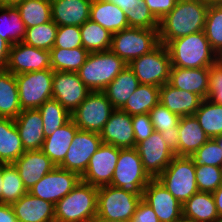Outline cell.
Listing matches in <instances>:
<instances>
[{"mask_svg":"<svg viewBox=\"0 0 222 222\" xmlns=\"http://www.w3.org/2000/svg\"><path fill=\"white\" fill-rule=\"evenodd\" d=\"M150 205L159 222H176L183 216L180 203L157 179L144 188L143 198Z\"/></svg>","mask_w":222,"mask_h":222,"instance_id":"ac0fdd59","label":"cell"},{"mask_svg":"<svg viewBox=\"0 0 222 222\" xmlns=\"http://www.w3.org/2000/svg\"><path fill=\"white\" fill-rule=\"evenodd\" d=\"M207 99L222 105V58L210 66Z\"/></svg>","mask_w":222,"mask_h":222,"instance_id":"c3c4849f","label":"cell"},{"mask_svg":"<svg viewBox=\"0 0 222 222\" xmlns=\"http://www.w3.org/2000/svg\"><path fill=\"white\" fill-rule=\"evenodd\" d=\"M50 52L51 69L63 72H77L89 54L83 47L74 49L52 48Z\"/></svg>","mask_w":222,"mask_h":222,"instance_id":"8d00e7d4","label":"cell"},{"mask_svg":"<svg viewBox=\"0 0 222 222\" xmlns=\"http://www.w3.org/2000/svg\"><path fill=\"white\" fill-rule=\"evenodd\" d=\"M11 206L18 222H55V205L29 192Z\"/></svg>","mask_w":222,"mask_h":222,"instance_id":"44dd1931","label":"cell"},{"mask_svg":"<svg viewBox=\"0 0 222 222\" xmlns=\"http://www.w3.org/2000/svg\"><path fill=\"white\" fill-rule=\"evenodd\" d=\"M216 141H217V143H218V145L221 147V149H222V136H219V137H216V138H214Z\"/></svg>","mask_w":222,"mask_h":222,"instance_id":"e7e4bbea","label":"cell"},{"mask_svg":"<svg viewBox=\"0 0 222 222\" xmlns=\"http://www.w3.org/2000/svg\"><path fill=\"white\" fill-rule=\"evenodd\" d=\"M83 48L88 52L108 51L111 48L112 33L98 23L87 20L80 26Z\"/></svg>","mask_w":222,"mask_h":222,"instance_id":"d590c367","label":"cell"},{"mask_svg":"<svg viewBox=\"0 0 222 222\" xmlns=\"http://www.w3.org/2000/svg\"><path fill=\"white\" fill-rule=\"evenodd\" d=\"M98 187L79 181L55 204V222H89L97 215Z\"/></svg>","mask_w":222,"mask_h":222,"instance_id":"3957f363","label":"cell"},{"mask_svg":"<svg viewBox=\"0 0 222 222\" xmlns=\"http://www.w3.org/2000/svg\"><path fill=\"white\" fill-rule=\"evenodd\" d=\"M38 110L42 117L45 137L52 135L56 129L64 126L71 120V113L54 99L46 101Z\"/></svg>","mask_w":222,"mask_h":222,"instance_id":"f35d334b","label":"cell"},{"mask_svg":"<svg viewBox=\"0 0 222 222\" xmlns=\"http://www.w3.org/2000/svg\"><path fill=\"white\" fill-rule=\"evenodd\" d=\"M24 0H0V5L5 6H16L18 3L23 2Z\"/></svg>","mask_w":222,"mask_h":222,"instance_id":"91938a15","label":"cell"},{"mask_svg":"<svg viewBox=\"0 0 222 222\" xmlns=\"http://www.w3.org/2000/svg\"><path fill=\"white\" fill-rule=\"evenodd\" d=\"M91 91L80 80L77 72L54 71L52 99L72 113Z\"/></svg>","mask_w":222,"mask_h":222,"instance_id":"e0dca14e","label":"cell"},{"mask_svg":"<svg viewBox=\"0 0 222 222\" xmlns=\"http://www.w3.org/2000/svg\"><path fill=\"white\" fill-rule=\"evenodd\" d=\"M152 180L144 170L136 148H119V158L112 176L111 186L143 196L144 188Z\"/></svg>","mask_w":222,"mask_h":222,"instance_id":"5b68a950","label":"cell"},{"mask_svg":"<svg viewBox=\"0 0 222 222\" xmlns=\"http://www.w3.org/2000/svg\"><path fill=\"white\" fill-rule=\"evenodd\" d=\"M80 180L81 177L77 173L56 166L31 187L28 192L55 205L72 191Z\"/></svg>","mask_w":222,"mask_h":222,"instance_id":"7c38bea8","label":"cell"},{"mask_svg":"<svg viewBox=\"0 0 222 222\" xmlns=\"http://www.w3.org/2000/svg\"><path fill=\"white\" fill-rule=\"evenodd\" d=\"M129 27L158 29L159 20L151 13L144 0L137 3L125 13Z\"/></svg>","mask_w":222,"mask_h":222,"instance_id":"7bdbcfd3","label":"cell"},{"mask_svg":"<svg viewBox=\"0 0 222 222\" xmlns=\"http://www.w3.org/2000/svg\"><path fill=\"white\" fill-rule=\"evenodd\" d=\"M210 68L171 67L168 83L175 88L192 92L207 99Z\"/></svg>","mask_w":222,"mask_h":222,"instance_id":"603a6c76","label":"cell"},{"mask_svg":"<svg viewBox=\"0 0 222 222\" xmlns=\"http://www.w3.org/2000/svg\"><path fill=\"white\" fill-rule=\"evenodd\" d=\"M140 85L134 72L127 66L103 90L115 109H120Z\"/></svg>","mask_w":222,"mask_h":222,"instance_id":"4dcf8cb0","label":"cell"},{"mask_svg":"<svg viewBox=\"0 0 222 222\" xmlns=\"http://www.w3.org/2000/svg\"><path fill=\"white\" fill-rule=\"evenodd\" d=\"M160 87L140 84L120 110L131 116L149 114L150 110L159 103Z\"/></svg>","mask_w":222,"mask_h":222,"instance_id":"d6a6232c","label":"cell"},{"mask_svg":"<svg viewBox=\"0 0 222 222\" xmlns=\"http://www.w3.org/2000/svg\"><path fill=\"white\" fill-rule=\"evenodd\" d=\"M120 7L124 13H127L139 0H106Z\"/></svg>","mask_w":222,"mask_h":222,"instance_id":"6f0895ef","label":"cell"},{"mask_svg":"<svg viewBox=\"0 0 222 222\" xmlns=\"http://www.w3.org/2000/svg\"><path fill=\"white\" fill-rule=\"evenodd\" d=\"M204 32L212 49L222 58V6L210 3L206 13Z\"/></svg>","mask_w":222,"mask_h":222,"instance_id":"b9f144b4","label":"cell"},{"mask_svg":"<svg viewBox=\"0 0 222 222\" xmlns=\"http://www.w3.org/2000/svg\"><path fill=\"white\" fill-rule=\"evenodd\" d=\"M153 128L156 132L172 130L178 126L180 116L171 112L168 108L163 106L160 102L149 112Z\"/></svg>","mask_w":222,"mask_h":222,"instance_id":"bcb514c9","label":"cell"},{"mask_svg":"<svg viewBox=\"0 0 222 222\" xmlns=\"http://www.w3.org/2000/svg\"><path fill=\"white\" fill-rule=\"evenodd\" d=\"M25 151L41 150L45 135L38 109H25L14 119Z\"/></svg>","mask_w":222,"mask_h":222,"instance_id":"7402d4cb","label":"cell"},{"mask_svg":"<svg viewBox=\"0 0 222 222\" xmlns=\"http://www.w3.org/2000/svg\"><path fill=\"white\" fill-rule=\"evenodd\" d=\"M53 75L52 69L15 75L22 110L38 109L52 99Z\"/></svg>","mask_w":222,"mask_h":222,"instance_id":"ba28073f","label":"cell"},{"mask_svg":"<svg viewBox=\"0 0 222 222\" xmlns=\"http://www.w3.org/2000/svg\"><path fill=\"white\" fill-rule=\"evenodd\" d=\"M159 42L158 29L129 27L112 34L110 50L127 65L155 49Z\"/></svg>","mask_w":222,"mask_h":222,"instance_id":"8992f818","label":"cell"},{"mask_svg":"<svg viewBox=\"0 0 222 222\" xmlns=\"http://www.w3.org/2000/svg\"><path fill=\"white\" fill-rule=\"evenodd\" d=\"M2 203L12 204L28 191L13 164L2 163Z\"/></svg>","mask_w":222,"mask_h":222,"instance_id":"ab89813d","label":"cell"},{"mask_svg":"<svg viewBox=\"0 0 222 222\" xmlns=\"http://www.w3.org/2000/svg\"><path fill=\"white\" fill-rule=\"evenodd\" d=\"M176 222H197V221L191 220L182 216Z\"/></svg>","mask_w":222,"mask_h":222,"instance_id":"6125c7cd","label":"cell"},{"mask_svg":"<svg viewBox=\"0 0 222 222\" xmlns=\"http://www.w3.org/2000/svg\"><path fill=\"white\" fill-rule=\"evenodd\" d=\"M178 125L179 156L190 157L210 139L194 115L180 117Z\"/></svg>","mask_w":222,"mask_h":222,"instance_id":"83f0119b","label":"cell"},{"mask_svg":"<svg viewBox=\"0 0 222 222\" xmlns=\"http://www.w3.org/2000/svg\"><path fill=\"white\" fill-rule=\"evenodd\" d=\"M11 45L0 37V70H6Z\"/></svg>","mask_w":222,"mask_h":222,"instance_id":"11a10c76","label":"cell"},{"mask_svg":"<svg viewBox=\"0 0 222 222\" xmlns=\"http://www.w3.org/2000/svg\"><path fill=\"white\" fill-rule=\"evenodd\" d=\"M212 195L219 218L222 219V184L214 192H212Z\"/></svg>","mask_w":222,"mask_h":222,"instance_id":"9f6ffc18","label":"cell"},{"mask_svg":"<svg viewBox=\"0 0 222 222\" xmlns=\"http://www.w3.org/2000/svg\"><path fill=\"white\" fill-rule=\"evenodd\" d=\"M2 185H3V180H2V163H0V203H2Z\"/></svg>","mask_w":222,"mask_h":222,"instance_id":"94428289","label":"cell"},{"mask_svg":"<svg viewBox=\"0 0 222 222\" xmlns=\"http://www.w3.org/2000/svg\"><path fill=\"white\" fill-rule=\"evenodd\" d=\"M165 46L170 55L171 67L210 68L220 58L204 31L171 40Z\"/></svg>","mask_w":222,"mask_h":222,"instance_id":"7a4b0ae2","label":"cell"},{"mask_svg":"<svg viewBox=\"0 0 222 222\" xmlns=\"http://www.w3.org/2000/svg\"><path fill=\"white\" fill-rule=\"evenodd\" d=\"M13 165L16 167L27 191L56 167L41 150L25 151Z\"/></svg>","mask_w":222,"mask_h":222,"instance_id":"ffe728a7","label":"cell"},{"mask_svg":"<svg viewBox=\"0 0 222 222\" xmlns=\"http://www.w3.org/2000/svg\"><path fill=\"white\" fill-rule=\"evenodd\" d=\"M132 126L134 131L135 147L139 142L146 140L155 131L149 114L133 115Z\"/></svg>","mask_w":222,"mask_h":222,"instance_id":"681fc988","label":"cell"},{"mask_svg":"<svg viewBox=\"0 0 222 222\" xmlns=\"http://www.w3.org/2000/svg\"><path fill=\"white\" fill-rule=\"evenodd\" d=\"M209 1L212 4L222 6V0H209Z\"/></svg>","mask_w":222,"mask_h":222,"instance_id":"be15d7a7","label":"cell"},{"mask_svg":"<svg viewBox=\"0 0 222 222\" xmlns=\"http://www.w3.org/2000/svg\"><path fill=\"white\" fill-rule=\"evenodd\" d=\"M100 137L105 144L121 149L135 148L132 116L120 109H115L100 132Z\"/></svg>","mask_w":222,"mask_h":222,"instance_id":"d6986e66","label":"cell"},{"mask_svg":"<svg viewBox=\"0 0 222 222\" xmlns=\"http://www.w3.org/2000/svg\"><path fill=\"white\" fill-rule=\"evenodd\" d=\"M194 116L209 138L222 136V105L203 99Z\"/></svg>","mask_w":222,"mask_h":222,"instance_id":"e575fe53","label":"cell"},{"mask_svg":"<svg viewBox=\"0 0 222 222\" xmlns=\"http://www.w3.org/2000/svg\"><path fill=\"white\" fill-rule=\"evenodd\" d=\"M83 47L79 26H58L53 48L74 49Z\"/></svg>","mask_w":222,"mask_h":222,"instance_id":"7dc6e473","label":"cell"},{"mask_svg":"<svg viewBox=\"0 0 222 222\" xmlns=\"http://www.w3.org/2000/svg\"><path fill=\"white\" fill-rule=\"evenodd\" d=\"M209 0H178L172 11L159 21V42L169 41L204 31Z\"/></svg>","mask_w":222,"mask_h":222,"instance_id":"6da1fadb","label":"cell"},{"mask_svg":"<svg viewBox=\"0 0 222 222\" xmlns=\"http://www.w3.org/2000/svg\"><path fill=\"white\" fill-rule=\"evenodd\" d=\"M92 0H51L52 21L57 26H81L90 15Z\"/></svg>","mask_w":222,"mask_h":222,"instance_id":"cb8c5ba5","label":"cell"},{"mask_svg":"<svg viewBox=\"0 0 222 222\" xmlns=\"http://www.w3.org/2000/svg\"><path fill=\"white\" fill-rule=\"evenodd\" d=\"M202 100L199 95L175 88L168 82L160 87L159 102L180 117L194 115Z\"/></svg>","mask_w":222,"mask_h":222,"instance_id":"d4e9b609","label":"cell"},{"mask_svg":"<svg viewBox=\"0 0 222 222\" xmlns=\"http://www.w3.org/2000/svg\"><path fill=\"white\" fill-rule=\"evenodd\" d=\"M127 66L111 50L89 52L77 74L90 91H103Z\"/></svg>","mask_w":222,"mask_h":222,"instance_id":"277c9868","label":"cell"},{"mask_svg":"<svg viewBox=\"0 0 222 222\" xmlns=\"http://www.w3.org/2000/svg\"><path fill=\"white\" fill-rule=\"evenodd\" d=\"M128 67L140 84L161 87L169 81L171 60L164 44H159L150 53L132 60Z\"/></svg>","mask_w":222,"mask_h":222,"instance_id":"9c48e42d","label":"cell"},{"mask_svg":"<svg viewBox=\"0 0 222 222\" xmlns=\"http://www.w3.org/2000/svg\"><path fill=\"white\" fill-rule=\"evenodd\" d=\"M142 198L111 185L99 187L97 215L109 220H131Z\"/></svg>","mask_w":222,"mask_h":222,"instance_id":"8fae6325","label":"cell"},{"mask_svg":"<svg viewBox=\"0 0 222 222\" xmlns=\"http://www.w3.org/2000/svg\"><path fill=\"white\" fill-rule=\"evenodd\" d=\"M0 37L11 46L22 42L26 27L16 6L0 5Z\"/></svg>","mask_w":222,"mask_h":222,"instance_id":"836d02e7","label":"cell"},{"mask_svg":"<svg viewBox=\"0 0 222 222\" xmlns=\"http://www.w3.org/2000/svg\"><path fill=\"white\" fill-rule=\"evenodd\" d=\"M156 179L182 204L199 192L195 164L187 156H175Z\"/></svg>","mask_w":222,"mask_h":222,"instance_id":"52a82bcc","label":"cell"},{"mask_svg":"<svg viewBox=\"0 0 222 222\" xmlns=\"http://www.w3.org/2000/svg\"><path fill=\"white\" fill-rule=\"evenodd\" d=\"M195 179L199 192H214L222 184V167L195 166Z\"/></svg>","mask_w":222,"mask_h":222,"instance_id":"ee69618b","label":"cell"},{"mask_svg":"<svg viewBox=\"0 0 222 222\" xmlns=\"http://www.w3.org/2000/svg\"><path fill=\"white\" fill-rule=\"evenodd\" d=\"M51 69V52L35 48L24 42H18L10 47L6 70L14 75L31 71Z\"/></svg>","mask_w":222,"mask_h":222,"instance_id":"2e32d148","label":"cell"},{"mask_svg":"<svg viewBox=\"0 0 222 222\" xmlns=\"http://www.w3.org/2000/svg\"><path fill=\"white\" fill-rule=\"evenodd\" d=\"M89 19L98 23L112 34L129 28L124 11L106 0H92Z\"/></svg>","mask_w":222,"mask_h":222,"instance_id":"484cf974","label":"cell"},{"mask_svg":"<svg viewBox=\"0 0 222 222\" xmlns=\"http://www.w3.org/2000/svg\"><path fill=\"white\" fill-rule=\"evenodd\" d=\"M183 217L197 222H218L215 201L211 192H197L182 204Z\"/></svg>","mask_w":222,"mask_h":222,"instance_id":"f546056e","label":"cell"},{"mask_svg":"<svg viewBox=\"0 0 222 222\" xmlns=\"http://www.w3.org/2000/svg\"><path fill=\"white\" fill-rule=\"evenodd\" d=\"M179 125L172 128V130H166L161 133L166 145L175 153V156H179Z\"/></svg>","mask_w":222,"mask_h":222,"instance_id":"f5cc1de1","label":"cell"},{"mask_svg":"<svg viewBox=\"0 0 222 222\" xmlns=\"http://www.w3.org/2000/svg\"><path fill=\"white\" fill-rule=\"evenodd\" d=\"M21 111L15 75L0 70V117L15 119Z\"/></svg>","mask_w":222,"mask_h":222,"instance_id":"1f68e13d","label":"cell"},{"mask_svg":"<svg viewBox=\"0 0 222 222\" xmlns=\"http://www.w3.org/2000/svg\"><path fill=\"white\" fill-rule=\"evenodd\" d=\"M190 158L195 166L212 165L222 167V149L214 138H210Z\"/></svg>","mask_w":222,"mask_h":222,"instance_id":"f6af8a7d","label":"cell"},{"mask_svg":"<svg viewBox=\"0 0 222 222\" xmlns=\"http://www.w3.org/2000/svg\"><path fill=\"white\" fill-rule=\"evenodd\" d=\"M131 222H159L156 213L143 199L139 202Z\"/></svg>","mask_w":222,"mask_h":222,"instance_id":"816d5d0a","label":"cell"},{"mask_svg":"<svg viewBox=\"0 0 222 222\" xmlns=\"http://www.w3.org/2000/svg\"><path fill=\"white\" fill-rule=\"evenodd\" d=\"M57 30L58 26L52 20L35 27L26 28L22 42L35 48L50 51L54 47Z\"/></svg>","mask_w":222,"mask_h":222,"instance_id":"60d3db41","label":"cell"},{"mask_svg":"<svg viewBox=\"0 0 222 222\" xmlns=\"http://www.w3.org/2000/svg\"><path fill=\"white\" fill-rule=\"evenodd\" d=\"M101 144L100 133L78 130L69 146L64 161L58 167L75 172L81 177L86 171L91 156Z\"/></svg>","mask_w":222,"mask_h":222,"instance_id":"4fadbf2b","label":"cell"},{"mask_svg":"<svg viewBox=\"0 0 222 222\" xmlns=\"http://www.w3.org/2000/svg\"><path fill=\"white\" fill-rule=\"evenodd\" d=\"M114 110L103 91H91L71 113V120L79 130L100 133Z\"/></svg>","mask_w":222,"mask_h":222,"instance_id":"30bf717a","label":"cell"},{"mask_svg":"<svg viewBox=\"0 0 222 222\" xmlns=\"http://www.w3.org/2000/svg\"><path fill=\"white\" fill-rule=\"evenodd\" d=\"M25 27H35L52 20L51 0H24L16 5Z\"/></svg>","mask_w":222,"mask_h":222,"instance_id":"74e56055","label":"cell"},{"mask_svg":"<svg viewBox=\"0 0 222 222\" xmlns=\"http://www.w3.org/2000/svg\"><path fill=\"white\" fill-rule=\"evenodd\" d=\"M0 222H18L11 204L0 203Z\"/></svg>","mask_w":222,"mask_h":222,"instance_id":"db71d44e","label":"cell"},{"mask_svg":"<svg viewBox=\"0 0 222 222\" xmlns=\"http://www.w3.org/2000/svg\"><path fill=\"white\" fill-rule=\"evenodd\" d=\"M135 148L144 170L152 179H156L175 157V153L166 145L161 133L156 131L146 140L139 142Z\"/></svg>","mask_w":222,"mask_h":222,"instance_id":"9a60e30c","label":"cell"},{"mask_svg":"<svg viewBox=\"0 0 222 222\" xmlns=\"http://www.w3.org/2000/svg\"><path fill=\"white\" fill-rule=\"evenodd\" d=\"M118 158V147L102 143L91 156L81 181L98 188L110 185Z\"/></svg>","mask_w":222,"mask_h":222,"instance_id":"5bb4252c","label":"cell"},{"mask_svg":"<svg viewBox=\"0 0 222 222\" xmlns=\"http://www.w3.org/2000/svg\"><path fill=\"white\" fill-rule=\"evenodd\" d=\"M151 13L160 21L172 11L178 0H144Z\"/></svg>","mask_w":222,"mask_h":222,"instance_id":"f907efd6","label":"cell"},{"mask_svg":"<svg viewBox=\"0 0 222 222\" xmlns=\"http://www.w3.org/2000/svg\"><path fill=\"white\" fill-rule=\"evenodd\" d=\"M78 127L70 120L64 126L56 129L52 135L45 137L41 151L51 161L59 166L65 159L69 146L78 131Z\"/></svg>","mask_w":222,"mask_h":222,"instance_id":"4316f807","label":"cell"},{"mask_svg":"<svg viewBox=\"0 0 222 222\" xmlns=\"http://www.w3.org/2000/svg\"><path fill=\"white\" fill-rule=\"evenodd\" d=\"M89 222H131V220H109L96 215Z\"/></svg>","mask_w":222,"mask_h":222,"instance_id":"680465c9","label":"cell"},{"mask_svg":"<svg viewBox=\"0 0 222 222\" xmlns=\"http://www.w3.org/2000/svg\"><path fill=\"white\" fill-rule=\"evenodd\" d=\"M24 152L14 119L0 117V163L13 164Z\"/></svg>","mask_w":222,"mask_h":222,"instance_id":"f1b7e54d","label":"cell"}]
</instances>
